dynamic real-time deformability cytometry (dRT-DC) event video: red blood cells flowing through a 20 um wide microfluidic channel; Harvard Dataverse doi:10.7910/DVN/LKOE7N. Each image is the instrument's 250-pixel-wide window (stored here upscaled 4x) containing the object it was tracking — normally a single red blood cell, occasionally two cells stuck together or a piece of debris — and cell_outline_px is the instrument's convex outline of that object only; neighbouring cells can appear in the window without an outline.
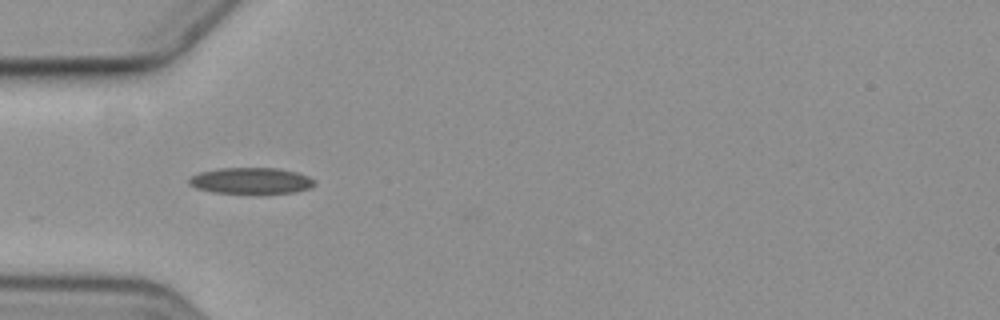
{"species": "common noctule bat (a hibernating species)", "species_latin": "Nyctalus noctula", "temperature_condition": "cold", "stored_images_in_passage": 6, "camera_frame_rate_fps": 3000, "um_per_image_px": 0.085, "animal": {"sex": "female", "body_mass_g": 19.3, "forearm_length_mm": 54.1}, "frame": {"image": 1, "passage_image": 5, "time_ms": 5.0, "image_size_px": [1000, 320], "cell_outline_px": [[316, 184], [308, 188], [292, 192], [212, 192], [196, 188], [188, 184], [188, 180], [192, 176], [200, 172], [220, 168], [280, 168], [296, 172], [308, 176], [316, 180]], "centroid_in_image_um": [21.33, 15.34], "position_along_channel_um": 63.7, "area_um2": 18.79}}
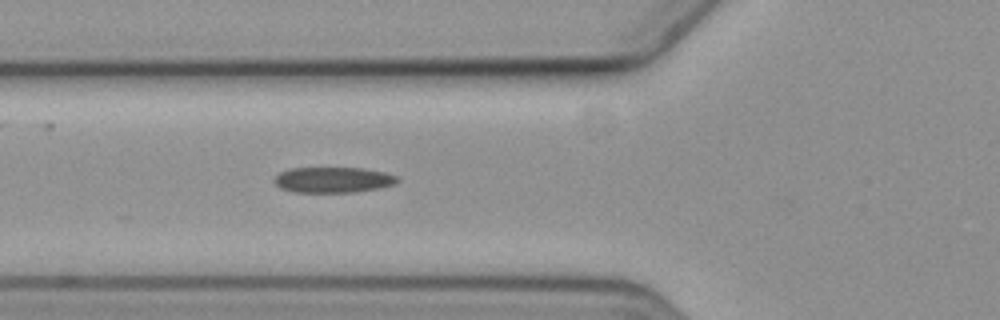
{"frame": {"image": 2, "passage_image": 6, "time_ms": 6.0, "image_size_px": [1000, 320], "cell_outline_px": [[400, 180], [396, 184], [380, 188], [352, 192], [296, 192], [280, 188], [272, 180], [280, 172], [288, 168], [364, 168], [384, 172], [396, 176]], "centroid_in_image_um": [28.32, 15.28], "position_along_channel_um": 97.5, "area_um2": 18.44}}